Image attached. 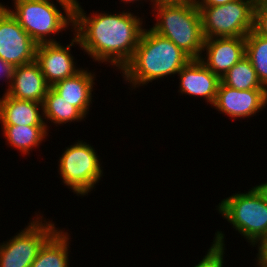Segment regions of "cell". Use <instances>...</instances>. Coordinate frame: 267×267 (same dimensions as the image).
Returning <instances> with one entry per match:
<instances>
[{
	"label": "cell",
	"instance_id": "f546056e",
	"mask_svg": "<svg viewBox=\"0 0 267 267\" xmlns=\"http://www.w3.org/2000/svg\"><path fill=\"white\" fill-rule=\"evenodd\" d=\"M254 5L258 4V3H261L265 0H250Z\"/></svg>",
	"mask_w": 267,
	"mask_h": 267
},
{
	"label": "cell",
	"instance_id": "2e32d148",
	"mask_svg": "<svg viewBox=\"0 0 267 267\" xmlns=\"http://www.w3.org/2000/svg\"><path fill=\"white\" fill-rule=\"evenodd\" d=\"M0 121L1 125L46 126L43 103L16 99L4 93L0 98Z\"/></svg>",
	"mask_w": 267,
	"mask_h": 267
},
{
	"label": "cell",
	"instance_id": "9a60e30c",
	"mask_svg": "<svg viewBox=\"0 0 267 267\" xmlns=\"http://www.w3.org/2000/svg\"><path fill=\"white\" fill-rule=\"evenodd\" d=\"M96 75L86 68L81 69L74 76L65 78L53 84L51 88L69 104L78 108L85 116L92 104V91Z\"/></svg>",
	"mask_w": 267,
	"mask_h": 267
},
{
	"label": "cell",
	"instance_id": "7a4b0ae2",
	"mask_svg": "<svg viewBox=\"0 0 267 267\" xmlns=\"http://www.w3.org/2000/svg\"><path fill=\"white\" fill-rule=\"evenodd\" d=\"M191 60L176 46L151 28L143 30L131 60L122 68L123 78L131 88L147 85L154 80L173 76Z\"/></svg>",
	"mask_w": 267,
	"mask_h": 267
},
{
	"label": "cell",
	"instance_id": "83f0119b",
	"mask_svg": "<svg viewBox=\"0 0 267 267\" xmlns=\"http://www.w3.org/2000/svg\"><path fill=\"white\" fill-rule=\"evenodd\" d=\"M263 200L267 203V182L261 183L260 185L254 186Z\"/></svg>",
	"mask_w": 267,
	"mask_h": 267
},
{
	"label": "cell",
	"instance_id": "8992f818",
	"mask_svg": "<svg viewBox=\"0 0 267 267\" xmlns=\"http://www.w3.org/2000/svg\"><path fill=\"white\" fill-rule=\"evenodd\" d=\"M59 157L58 173L62 182L77 196H85L95 189L103 175V167L91 144L77 140Z\"/></svg>",
	"mask_w": 267,
	"mask_h": 267
},
{
	"label": "cell",
	"instance_id": "52a82bcc",
	"mask_svg": "<svg viewBox=\"0 0 267 267\" xmlns=\"http://www.w3.org/2000/svg\"><path fill=\"white\" fill-rule=\"evenodd\" d=\"M197 7L204 38L245 37L253 30L254 4L250 0Z\"/></svg>",
	"mask_w": 267,
	"mask_h": 267
},
{
	"label": "cell",
	"instance_id": "4fadbf2b",
	"mask_svg": "<svg viewBox=\"0 0 267 267\" xmlns=\"http://www.w3.org/2000/svg\"><path fill=\"white\" fill-rule=\"evenodd\" d=\"M182 95L204 98L213 105L221 79L213 74L200 59H191L178 73Z\"/></svg>",
	"mask_w": 267,
	"mask_h": 267
},
{
	"label": "cell",
	"instance_id": "ac0fdd59",
	"mask_svg": "<svg viewBox=\"0 0 267 267\" xmlns=\"http://www.w3.org/2000/svg\"><path fill=\"white\" fill-rule=\"evenodd\" d=\"M6 143L21 154H30L33 148H39L42 141L46 139L49 131L46 126H18L1 125ZM31 150V151H30Z\"/></svg>",
	"mask_w": 267,
	"mask_h": 267
},
{
	"label": "cell",
	"instance_id": "ffe728a7",
	"mask_svg": "<svg viewBox=\"0 0 267 267\" xmlns=\"http://www.w3.org/2000/svg\"><path fill=\"white\" fill-rule=\"evenodd\" d=\"M245 51L259 82L267 89V38L250 31L245 36Z\"/></svg>",
	"mask_w": 267,
	"mask_h": 267
},
{
	"label": "cell",
	"instance_id": "484cf974",
	"mask_svg": "<svg viewBox=\"0 0 267 267\" xmlns=\"http://www.w3.org/2000/svg\"><path fill=\"white\" fill-rule=\"evenodd\" d=\"M236 0H195L196 6H218Z\"/></svg>",
	"mask_w": 267,
	"mask_h": 267
},
{
	"label": "cell",
	"instance_id": "5bb4252c",
	"mask_svg": "<svg viewBox=\"0 0 267 267\" xmlns=\"http://www.w3.org/2000/svg\"><path fill=\"white\" fill-rule=\"evenodd\" d=\"M51 86L46 82L36 61L15 68L7 95L21 100L43 103Z\"/></svg>",
	"mask_w": 267,
	"mask_h": 267
},
{
	"label": "cell",
	"instance_id": "e0dca14e",
	"mask_svg": "<svg viewBox=\"0 0 267 267\" xmlns=\"http://www.w3.org/2000/svg\"><path fill=\"white\" fill-rule=\"evenodd\" d=\"M58 229L40 248L31 267H69L70 233Z\"/></svg>",
	"mask_w": 267,
	"mask_h": 267
},
{
	"label": "cell",
	"instance_id": "8fae6325",
	"mask_svg": "<svg viewBox=\"0 0 267 267\" xmlns=\"http://www.w3.org/2000/svg\"><path fill=\"white\" fill-rule=\"evenodd\" d=\"M62 43H42L37 45L35 61L40 66L46 82L52 86L60 80L74 76L81 70L76 66L75 57L71 54V46H80L78 38L71 39L66 47ZM75 63V64H74Z\"/></svg>",
	"mask_w": 267,
	"mask_h": 267
},
{
	"label": "cell",
	"instance_id": "603a6c76",
	"mask_svg": "<svg viewBox=\"0 0 267 267\" xmlns=\"http://www.w3.org/2000/svg\"><path fill=\"white\" fill-rule=\"evenodd\" d=\"M253 30L267 38V2L254 5Z\"/></svg>",
	"mask_w": 267,
	"mask_h": 267
},
{
	"label": "cell",
	"instance_id": "3957f363",
	"mask_svg": "<svg viewBox=\"0 0 267 267\" xmlns=\"http://www.w3.org/2000/svg\"><path fill=\"white\" fill-rule=\"evenodd\" d=\"M153 6L157 21L151 29L171 40L191 59H200L205 38L196 3Z\"/></svg>",
	"mask_w": 267,
	"mask_h": 267
},
{
	"label": "cell",
	"instance_id": "30bf717a",
	"mask_svg": "<svg viewBox=\"0 0 267 267\" xmlns=\"http://www.w3.org/2000/svg\"><path fill=\"white\" fill-rule=\"evenodd\" d=\"M267 105V89L237 90L220 82L213 107L233 120L249 118Z\"/></svg>",
	"mask_w": 267,
	"mask_h": 267
},
{
	"label": "cell",
	"instance_id": "f1b7e54d",
	"mask_svg": "<svg viewBox=\"0 0 267 267\" xmlns=\"http://www.w3.org/2000/svg\"><path fill=\"white\" fill-rule=\"evenodd\" d=\"M136 1V2H135ZM137 1L139 2V1H142V0H121V2H123L124 4L125 3H131L132 2V4H133V2H135V3H137Z\"/></svg>",
	"mask_w": 267,
	"mask_h": 267
},
{
	"label": "cell",
	"instance_id": "d6986e66",
	"mask_svg": "<svg viewBox=\"0 0 267 267\" xmlns=\"http://www.w3.org/2000/svg\"><path fill=\"white\" fill-rule=\"evenodd\" d=\"M44 121L47 129V121L53 122V125H62L63 123L78 122L84 120L86 116L75 106L69 104L59 96L51 87L49 88L43 102ZM47 119V120H46Z\"/></svg>",
	"mask_w": 267,
	"mask_h": 267
},
{
	"label": "cell",
	"instance_id": "7402d4cb",
	"mask_svg": "<svg viewBox=\"0 0 267 267\" xmlns=\"http://www.w3.org/2000/svg\"><path fill=\"white\" fill-rule=\"evenodd\" d=\"M222 231H217L215 237L208 249L207 254L203 259L196 264L194 267H223L224 265V254H225V237Z\"/></svg>",
	"mask_w": 267,
	"mask_h": 267
},
{
	"label": "cell",
	"instance_id": "4316f807",
	"mask_svg": "<svg viewBox=\"0 0 267 267\" xmlns=\"http://www.w3.org/2000/svg\"><path fill=\"white\" fill-rule=\"evenodd\" d=\"M153 5H173V4H188L195 0H151Z\"/></svg>",
	"mask_w": 267,
	"mask_h": 267
},
{
	"label": "cell",
	"instance_id": "ba28073f",
	"mask_svg": "<svg viewBox=\"0 0 267 267\" xmlns=\"http://www.w3.org/2000/svg\"><path fill=\"white\" fill-rule=\"evenodd\" d=\"M43 218L36 213L20 233L0 244V267H31L40 248L59 229Z\"/></svg>",
	"mask_w": 267,
	"mask_h": 267
},
{
	"label": "cell",
	"instance_id": "44dd1931",
	"mask_svg": "<svg viewBox=\"0 0 267 267\" xmlns=\"http://www.w3.org/2000/svg\"><path fill=\"white\" fill-rule=\"evenodd\" d=\"M221 82L228 87L242 91L266 89L259 82L256 71L246 56L227 71Z\"/></svg>",
	"mask_w": 267,
	"mask_h": 267
},
{
	"label": "cell",
	"instance_id": "5b68a950",
	"mask_svg": "<svg viewBox=\"0 0 267 267\" xmlns=\"http://www.w3.org/2000/svg\"><path fill=\"white\" fill-rule=\"evenodd\" d=\"M216 210L253 247L267 241V203L255 187L221 200Z\"/></svg>",
	"mask_w": 267,
	"mask_h": 267
},
{
	"label": "cell",
	"instance_id": "7c38bea8",
	"mask_svg": "<svg viewBox=\"0 0 267 267\" xmlns=\"http://www.w3.org/2000/svg\"><path fill=\"white\" fill-rule=\"evenodd\" d=\"M200 60L220 79L246 56L245 37L205 38ZM204 56V57H203Z\"/></svg>",
	"mask_w": 267,
	"mask_h": 267
},
{
	"label": "cell",
	"instance_id": "277c9868",
	"mask_svg": "<svg viewBox=\"0 0 267 267\" xmlns=\"http://www.w3.org/2000/svg\"><path fill=\"white\" fill-rule=\"evenodd\" d=\"M13 1L14 9L6 8L38 45L57 43L51 35L56 36L55 34L65 31L69 26L73 27V0H56L61 10H64V15L52 0Z\"/></svg>",
	"mask_w": 267,
	"mask_h": 267
},
{
	"label": "cell",
	"instance_id": "9c48e42d",
	"mask_svg": "<svg viewBox=\"0 0 267 267\" xmlns=\"http://www.w3.org/2000/svg\"><path fill=\"white\" fill-rule=\"evenodd\" d=\"M37 43L0 4V58L15 67L35 61Z\"/></svg>",
	"mask_w": 267,
	"mask_h": 267
},
{
	"label": "cell",
	"instance_id": "6da1fadb",
	"mask_svg": "<svg viewBox=\"0 0 267 267\" xmlns=\"http://www.w3.org/2000/svg\"><path fill=\"white\" fill-rule=\"evenodd\" d=\"M143 18L129 11L86 15L75 1L73 8L74 35L80 47L93 61L122 68L131 60L144 30ZM143 26V27H142Z\"/></svg>",
	"mask_w": 267,
	"mask_h": 267
},
{
	"label": "cell",
	"instance_id": "d4e9b609",
	"mask_svg": "<svg viewBox=\"0 0 267 267\" xmlns=\"http://www.w3.org/2000/svg\"><path fill=\"white\" fill-rule=\"evenodd\" d=\"M256 246H258L256 265H258V267H267V241L258 243V245H255L254 247Z\"/></svg>",
	"mask_w": 267,
	"mask_h": 267
},
{
	"label": "cell",
	"instance_id": "cb8c5ba5",
	"mask_svg": "<svg viewBox=\"0 0 267 267\" xmlns=\"http://www.w3.org/2000/svg\"><path fill=\"white\" fill-rule=\"evenodd\" d=\"M15 66L4 61L2 58H0V80L1 78H6L5 82H7L8 89L6 88V91L4 93H7L10 89V86L12 84Z\"/></svg>",
	"mask_w": 267,
	"mask_h": 267
}]
</instances>
